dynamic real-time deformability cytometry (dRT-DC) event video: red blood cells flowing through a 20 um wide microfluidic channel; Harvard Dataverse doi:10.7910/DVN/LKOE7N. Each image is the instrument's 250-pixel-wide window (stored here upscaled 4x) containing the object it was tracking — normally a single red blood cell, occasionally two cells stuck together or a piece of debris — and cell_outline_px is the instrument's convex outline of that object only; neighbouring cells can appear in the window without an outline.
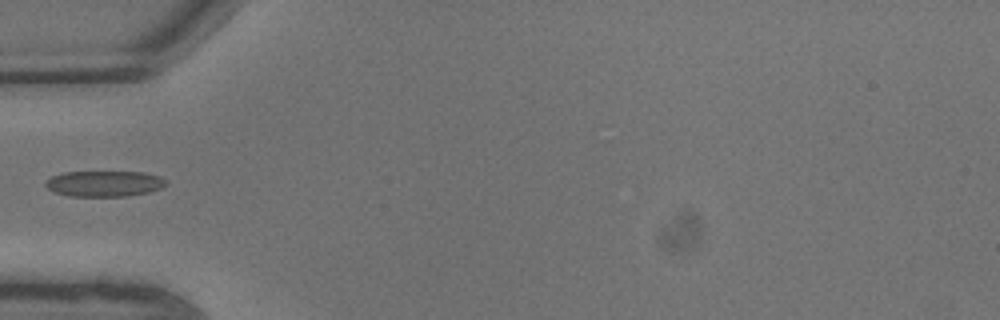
{"species": "common noctule bat (a hibernating species)", "species_latin": "Nyctalus noctula", "temperature_condition": "warm", "stored_images_in_passage": 9, "camera_frame_rate_fps": 3000, "um_per_image_px": 0.085, "animal": {"sex": "male", "body_mass_g": 13.3}, "frame": {"image": 1, "passage_image": 6, "time_ms": 1.667, "image_size_px": [1000, 320], "cell_outline_px": [[168, 184], [160, 188], [148, 192], [128, 196], [68, 196], [52, 192], [44, 184], [44, 180], [52, 176], [64, 172], [144, 172], [160, 176], [168, 180]], "centroid_in_image_um": [8.86, 15.61], "position_along_channel_um": 76.1, "area_um2": 18.32}}
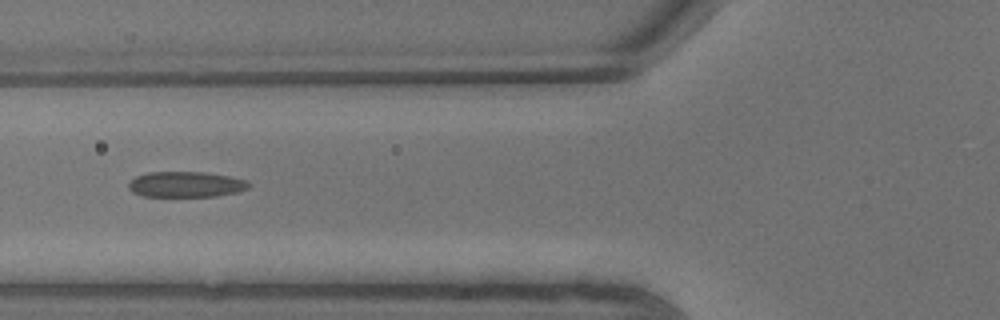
{"frame": {"image": 2, "passage_image": 7, "time_ms": 2.0, "image_size_px": [1000, 320], "cell_outline_px": [[248, 188], [236, 192], [216, 196], [144, 196], [132, 192], [128, 188], [128, 184], [136, 176], [148, 172], [200, 172], [228, 176], [248, 180]], "centroid_in_image_um": [15.77, 15.67], "position_along_channel_um": 110.0, "area_um2": 17.74}}
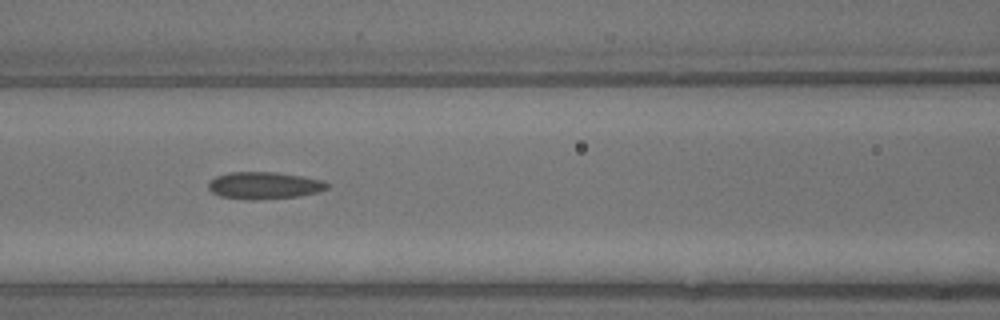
{"frame": {"image": 3, "passage_image": 8, "time_ms": 2.333, "image_size_px": [1000, 320], "cell_outline_px": [[328, 188], [316, 192], [296, 196], [256, 200], [252, 200], [220, 196], [212, 192], [208, 188], [208, 184], [216, 176], [228, 172], [276, 172], [304, 176], [324, 180], [328, 184]], "centroid_in_image_um": [22.46, 15.75], "position_along_channel_um": 144.1, "area_um2": 18.67}}